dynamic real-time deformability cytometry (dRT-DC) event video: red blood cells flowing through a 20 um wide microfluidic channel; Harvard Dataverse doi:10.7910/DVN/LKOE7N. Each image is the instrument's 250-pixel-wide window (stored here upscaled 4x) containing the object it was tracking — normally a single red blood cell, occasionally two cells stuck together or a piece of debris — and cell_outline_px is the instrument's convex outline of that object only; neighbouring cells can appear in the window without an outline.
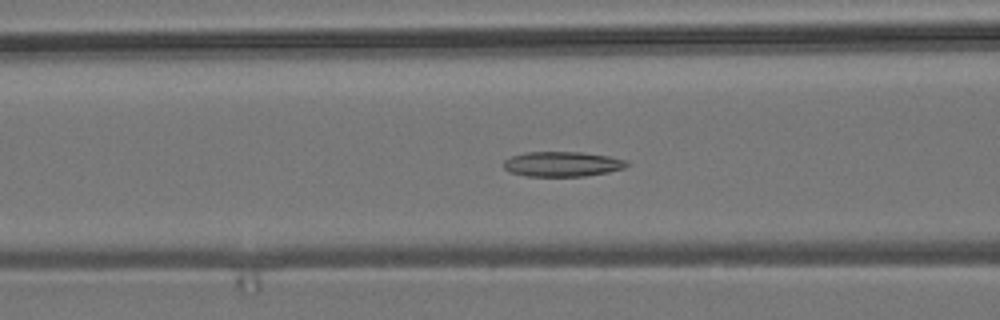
{"species": "common noctule bat (a hibernating species)", "species_latin": "Nyctalus noctula", "temperature_condition": "room temperature", "stored_images_in_passage": 54, "camera_frame_rate_fps": 3000, "um_per_image_px": 0.085, "animal": {"sex": "male", "body_mass_g": 19.2, "forearm_length_mm": 51.8}, "frame": {"image": 1, "passage_image": 21, "time_ms": 6.667, "image_size_px": [1000, 320], "cell_outline_px": [[628, 164], [624, 168], [608, 172], [584, 176], [528, 176], [508, 172], [504, 168], [504, 160], [512, 156], [524, 152], [584, 152], [608, 156], [628, 160]], "centroid_in_image_um": [47.79, 13.94], "position_along_channel_um": 118.8, "area_um2": 17.98}}
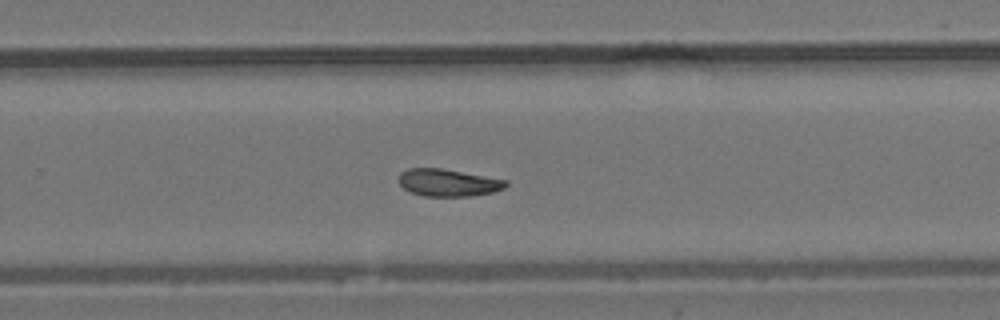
{"frame": {"image": 2, "passage_image": 35, "time_ms": 11.333, "image_size_px": [1000, 320], "cell_outline_px": [[508, 184], [504, 188], [492, 192], [468, 196], [424, 196], [412, 192], [404, 188], [400, 184], [400, 172], [408, 168], [440, 168], [508, 180]], "centroid_in_image_um": [38.1, 15.52], "position_along_channel_um": 291.7, "area_um2": 16.82}}
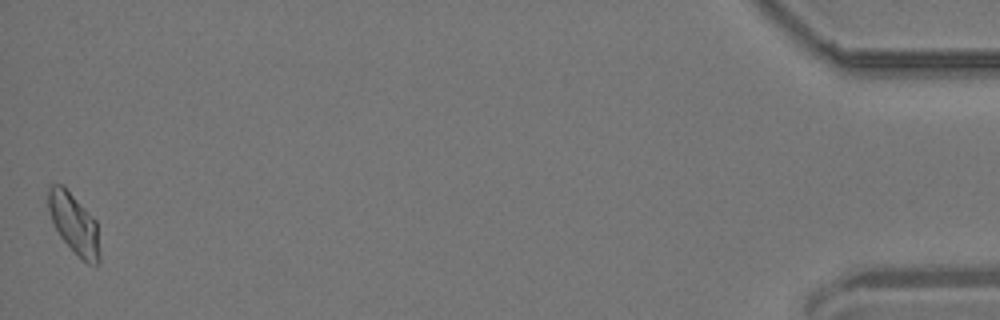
{"frame": {"image": 3, "passage_image": 54, "time_ms": 17.667, "image_size_px": [1000, 320], "cell_outline_px": [[100, 260], [96, 264], [88, 264], [60, 236], [52, 220], [48, 208], [48, 188], [52, 184], [64, 184], [96, 220], [100, 252]], "centroid_in_image_um": [6.3, 18.96], "position_along_channel_um": 428.9, "area_um2": 17.92}, "authors_computed_cell_mechanics": {"area_um2": 17.7735, "velocity_mm_per_s": 3.722, "shape_relaxation_time_tau1_ms": null, "shape_relaxation_time_tau2_ms": 6.9781, "deformation_change_tau1": null, "deformation_change_tau2": 0.1278}}